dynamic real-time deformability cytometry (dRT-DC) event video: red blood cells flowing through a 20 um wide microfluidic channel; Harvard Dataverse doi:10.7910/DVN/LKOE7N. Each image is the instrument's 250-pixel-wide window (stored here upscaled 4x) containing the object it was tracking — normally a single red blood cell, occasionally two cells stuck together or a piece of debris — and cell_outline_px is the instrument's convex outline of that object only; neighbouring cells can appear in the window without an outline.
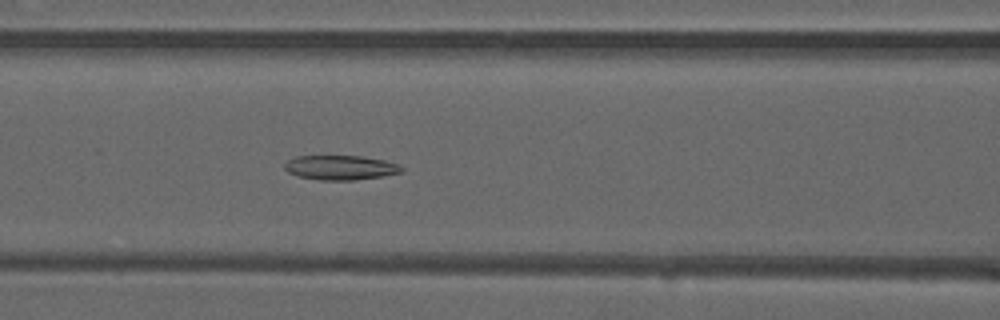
{"species": "common noctule bat (a hibernating species)", "species_latin": "Nyctalus noctula", "temperature_condition": "warm", "stored_images_in_passage": 52, "camera_frame_rate_fps": 3000, "um_per_image_px": 0.085, "animal": {"sex": "male", "forearm_length_mm": 52.5}, "frame": {"image": 1, "passage_image": 23, "time_ms": 7.333, "image_size_px": [1000, 320], "cell_outline_px": [[404, 172], [356, 180], [320, 180], [296, 176], [288, 172], [284, 168], [284, 164], [288, 160], [296, 156], [360, 156], [384, 160], [396, 164], [404, 168]], "centroid_in_image_um": [28.92, 14.25], "position_along_channel_um": 137.7, "area_um2": 16.7}}
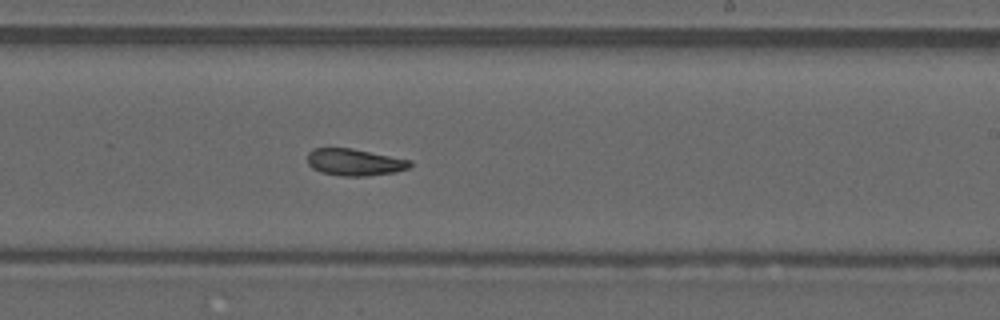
{"frame": {"image": 2, "passage_image": 32, "time_ms": 10.333, "image_size_px": [1000, 320], "cell_outline_px": [[412, 164], [408, 168], [396, 172], [368, 176], [340, 176], [320, 172], [312, 168], [308, 164], [308, 152], [312, 148], [352, 148], [412, 160]], "centroid_in_image_um": [30.14, 13.79], "position_along_channel_um": 258.9, "area_um2": 16.24}}
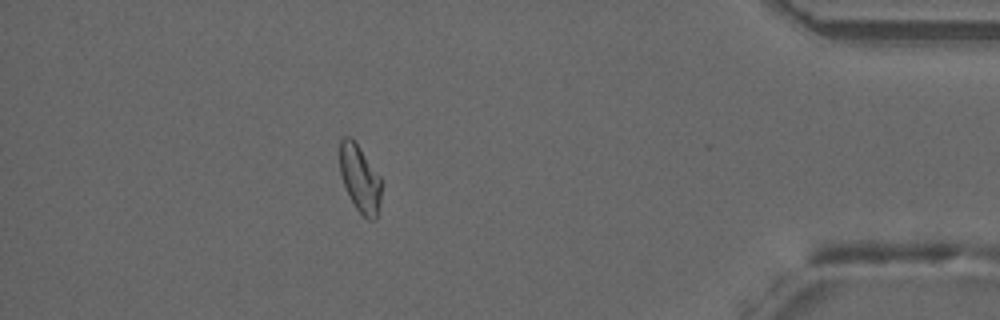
{"frame": {"image": 3, "passage_image": 46, "time_ms": 15.0, "image_size_px": [1000, 320], "cell_outline_px": [[380, 200], [376, 220], [368, 220], [356, 208], [344, 184], [340, 172], [340, 140], [344, 136], [352, 136], [380, 176]], "centroid_in_image_um": [30.59, 15.14], "position_along_channel_um": 404.6, "area_um2": 16.07}, "authors_computed_cell_mechanics": {"area_um2": 17.4845, "velocity_mm_per_s": 4.0594, "shape_relaxation_time_tau1_ms": null, "shape_relaxation_time_tau2_ms": 3.086, "deformation_change_tau1": null, "deformation_change_tau2": 0.095}}